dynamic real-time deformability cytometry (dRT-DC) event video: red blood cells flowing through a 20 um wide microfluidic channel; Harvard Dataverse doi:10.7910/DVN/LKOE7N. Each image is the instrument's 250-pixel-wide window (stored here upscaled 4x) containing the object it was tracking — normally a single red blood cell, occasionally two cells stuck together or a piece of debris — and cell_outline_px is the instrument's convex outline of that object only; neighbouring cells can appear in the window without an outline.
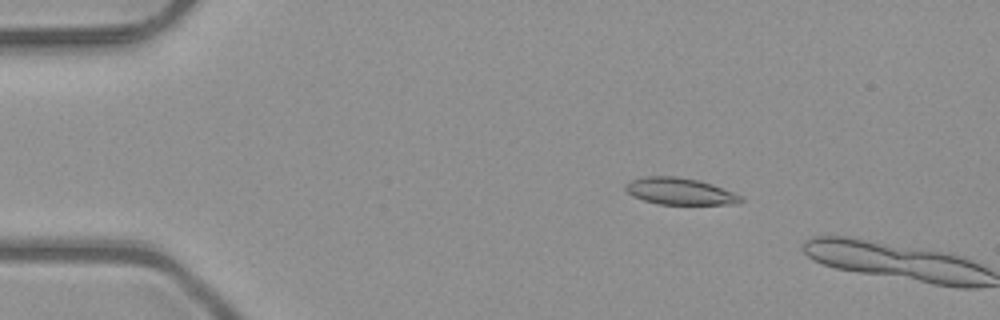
{"species": "common noctule bat (a hibernating species)", "species_latin": "Nyctalus noctula", "temperature_condition": "room temperature", "stored_images_in_passage": 4, "camera_frame_rate_fps": 3000, "um_per_image_px": 0.085, "animal": {"sex": "male", "body_mass_g": 23.1, "forearm_length_mm": 52.7}, "frame": {"image": 1, "passage_image": 3, "time_ms": 0.667, "image_size_px": [1000, 320], "cell_outline_px": [[744, 200], [736, 204], [660, 204], [644, 200], [632, 196], [624, 188], [624, 184], [632, 180], [644, 176], [676, 176], [700, 180], [712, 184], [732, 192], [740, 196]], "centroid_in_image_um": [57.76, 16.25], "position_along_channel_um": 27.2, "area_um2": 17.92}}